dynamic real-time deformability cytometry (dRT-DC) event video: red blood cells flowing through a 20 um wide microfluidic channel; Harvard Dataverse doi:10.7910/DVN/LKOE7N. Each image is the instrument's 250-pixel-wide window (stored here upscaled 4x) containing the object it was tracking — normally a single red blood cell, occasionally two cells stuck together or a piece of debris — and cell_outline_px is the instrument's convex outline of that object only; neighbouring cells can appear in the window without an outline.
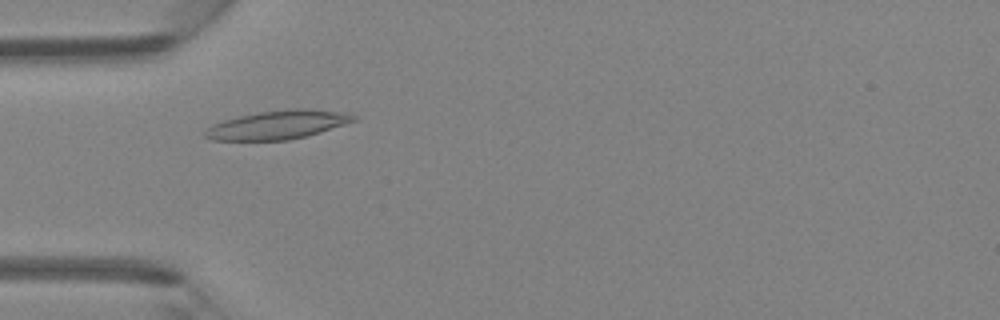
{"species": "Egyptian fruit bat (a non-hibernating species)", "species_latin": "Rousettus aegyptiacus", "temperature_condition": "room temperature", "stored_images_in_passage": 43, "camera_frame_rate_fps": 3000, "um_per_image_px": 0.085, "animal": {"sex": "female"}, "frame": {"image": 1, "passage_image": 12, "time_ms": 3.667, "image_size_px": [1000, 320], "cell_outline_px": [[356, 120], [320, 132], [288, 140], [212, 140], [204, 136], [204, 132], [212, 124], [224, 120], [240, 116], [260, 112], [292, 108], [308, 108], [348, 112], [356, 116]], "centroid_in_image_um": [23.63, 10.59], "position_along_channel_um": 61.4, "area_um2": 24.68}}
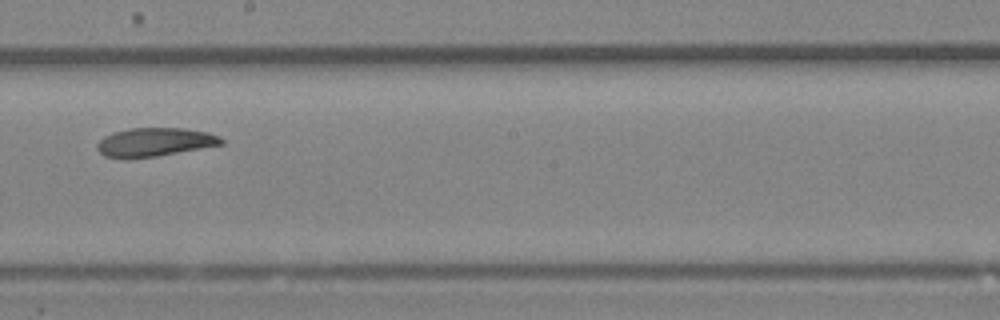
{"frame": {"image": 2, "passage_image": 24, "time_ms": 7.667, "image_size_px": [1000, 320], "cell_outline_px": [[224, 144], [156, 156], [104, 156], [96, 148], [96, 144], [104, 136], [112, 132], [132, 128], [184, 128], [208, 132], [220, 136], [224, 140]], "centroid_in_image_um": [13.2, 12.04], "position_along_channel_um": 235.0, "area_um2": 20.23}}
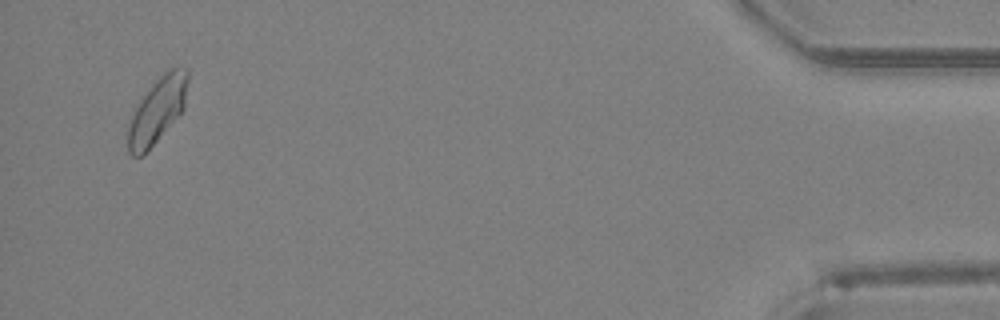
{"frame": {"image": 3, "passage_image": 42, "time_ms": 13.667, "image_size_px": [1000, 320], "cell_outline_px": [[188, 80], [184, 108], [156, 140], [140, 156], [132, 156], [128, 152], [128, 128], [132, 116], [140, 100], [156, 80], [168, 68], [188, 68]], "centroid_in_image_um": [13.38, 9.33], "position_along_channel_um": 421.8, "area_um2": 21.96}}